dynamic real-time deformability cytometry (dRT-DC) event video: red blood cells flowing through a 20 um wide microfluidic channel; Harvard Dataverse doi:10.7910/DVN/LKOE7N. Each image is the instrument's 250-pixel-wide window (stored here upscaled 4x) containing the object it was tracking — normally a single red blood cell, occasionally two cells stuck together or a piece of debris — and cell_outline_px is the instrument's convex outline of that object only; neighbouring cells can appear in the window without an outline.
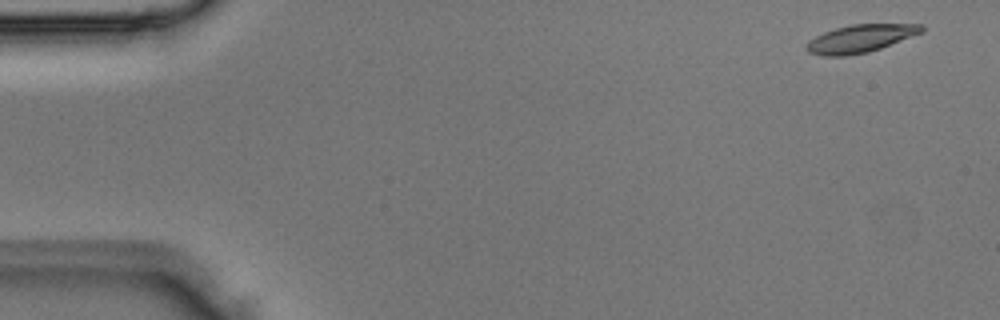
{"species": "Egyptian fruit bat (a non-hibernating species)", "species_latin": "Rousettus aegyptiacus", "temperature_condition": "room temperature", "stored_images_in_passage": 3, "camera_frame_rate_fps": 3000, "um_per_image_px": 0.085, "animal": {"sex": "male"}, "frame": {"image": 1, "passage_image": 3, "time_ms": 0.667, "image_size_px": [1000, 320], "cell_outline_px": [[924, 32], [880, 48], [868, 52], [844, 56], [824, 56], [808, 52], [804, 48], [808, 40], [824, 32], [836, 28], [852, 24], [924, 24]], "centroid_in_image_um": [73.12, 3.27], "position_along_channel_um": 11.9, "area_um2": 18.67}}